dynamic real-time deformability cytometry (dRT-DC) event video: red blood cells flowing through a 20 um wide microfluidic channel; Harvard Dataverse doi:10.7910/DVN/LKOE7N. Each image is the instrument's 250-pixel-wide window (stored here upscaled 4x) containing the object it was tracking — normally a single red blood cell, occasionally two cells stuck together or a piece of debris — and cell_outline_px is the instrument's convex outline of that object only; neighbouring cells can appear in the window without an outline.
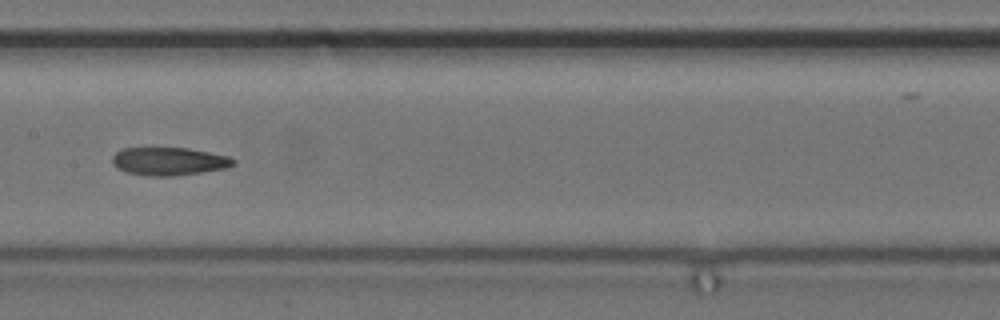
{"species": "common noctule bat (a hibernating species)", "species_latin": "Nyctalus noctula", "temperature_condition": "cold", "stored_images_in_passage": 37, "camera_frame_rate_fps": 3000, "um_per_image_px": 0.085, "animal": {"sex": "female", "body_mass_g": 24.6, "forearm_length_mm": 56.2}, "frame": {"image": 1, "passage_image": 11, "time_ms": 3.333, "image_size_px": [1000, 320], "cell_outline_px": [[236, 164], [228, 168], [172, 176], [148, 176], [128, 172], [112, 164], [112, 156], [116, 152], [124, 148], [188, 148], [228, 156], [236, 160]], "centroid_in_image_um": [14.39, 13.71], "position_along_channel_um": 193.0, "area_um2": 19.65}, "authors_computed_cell_mechanics": {"area_um2": 20.4034, "velocity_mm_per_s": 3.6949, "shape_relaxation_time_tau1_ms": 9.1124, "shape_relaxation_time_tau2_ms": 3.8502, "deformation_change_tau1": 0.2101, "deformation_change_tau2": 0.1128}}